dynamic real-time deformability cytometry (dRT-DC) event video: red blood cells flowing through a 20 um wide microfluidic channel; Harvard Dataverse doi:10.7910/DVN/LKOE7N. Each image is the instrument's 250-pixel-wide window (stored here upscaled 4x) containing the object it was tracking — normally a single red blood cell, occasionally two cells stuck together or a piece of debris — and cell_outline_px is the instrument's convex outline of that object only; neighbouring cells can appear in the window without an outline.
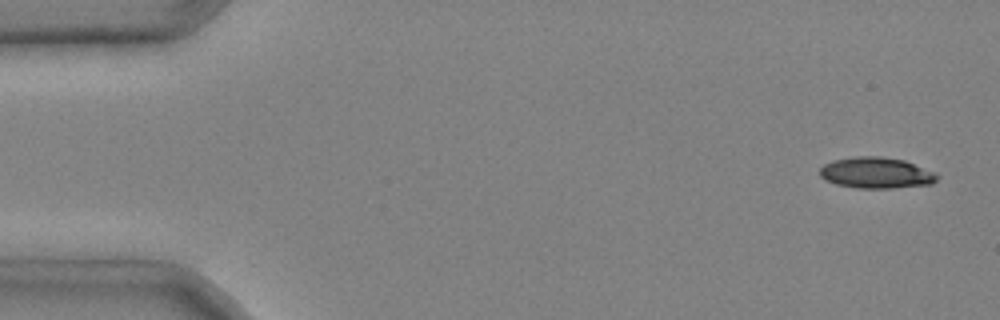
{"species": "common noctule bat (a hibernating species)", "species_latin": "Nyctalus noctula", "temperature_condition": "cold", "stored_images_in_passage": 4, "camera_frame_rate_fps": 3000, "um_per_image_px": 0.085, "animal": {"sex": "male", "body_mass_g": 20.4}, "frame": {"image": 1, "passage_image": 1, "time_ms": 0.0, "image_size_px": [1000, 320], "cell_outline_px": [[940, 176], [932, 184], [892, 188], [856, 188], [836, 184], [824, 180], [820, 176], [820, 168], [824, 164], [832, 160], [856, 156], [880, 156], [904, 160], [936, 172]], "centroid_in_image_um": [74.48, 14.69], "position_along_channel_um": 10.5, "area_um2": 21.44}}
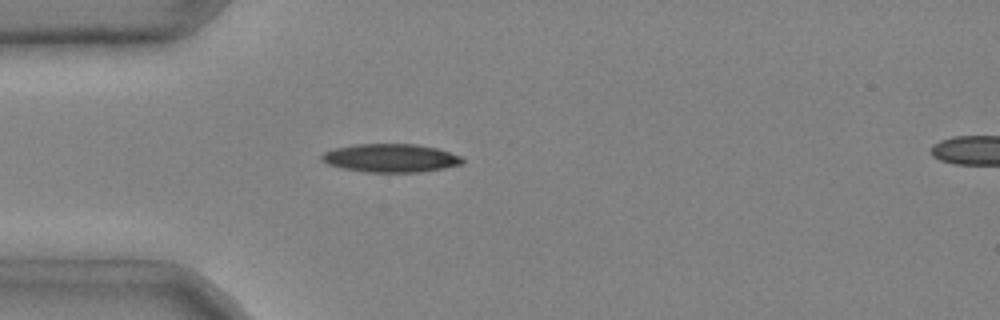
{"frame": {"image": 2, "passage_image": 4, "time_ms": 1.0, "image_size_px": [1000, 320], "cell_outline_px": [[464, 164], [444, 168], [420, 172], [364, 172], [344, 168], [328, 164], [320, 160], [320, 156], [324, 152], [336, 148], [356, 144], [416, 144], [436, 148], [460, 156], [464, 160]], "centroid_in_image_um": [33.2, 13.44], "position_along_channel_um": 51.8, "area_um2": 23.18}}